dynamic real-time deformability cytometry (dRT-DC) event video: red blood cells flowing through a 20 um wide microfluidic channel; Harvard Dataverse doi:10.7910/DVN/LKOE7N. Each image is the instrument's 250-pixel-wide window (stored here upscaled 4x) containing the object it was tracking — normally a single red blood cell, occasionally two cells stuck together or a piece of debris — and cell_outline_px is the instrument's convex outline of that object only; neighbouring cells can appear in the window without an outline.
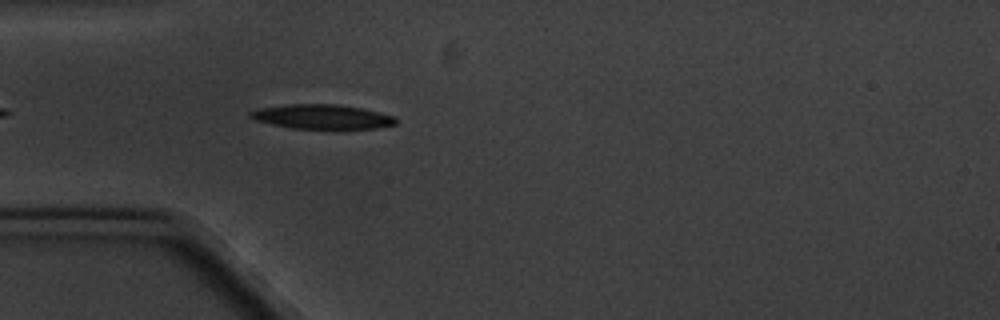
{"species": "common noctule bat (a hibernating species)", "species_latin": "Nyctalus noctula", "temperature_condition": "cold", "stored_images_in_passage": 1, "camera_frame_rate_fps": 3000, "um_per_image_px": 0.085, "animal": {"sex": "male", "body_mass_g": 20.1, "forearm_length_mm": 53.5}, "frame": {"image": 1, "passage_image": 1, "time_ms": 0.0, "image_size_px": [1000, 320], "cell_outline_px": [[396, 124], [376, 128], [292, 128], [272, 124], [256, 120], [248, 116], [248, 112], [260, 108], [288, 104], [336, 104], [360, 108], [396, 116]], "centroid_in_image_um": [27.36, 9.91], "position_along_channel_um": 57.6, "area_um2": 20.46}}